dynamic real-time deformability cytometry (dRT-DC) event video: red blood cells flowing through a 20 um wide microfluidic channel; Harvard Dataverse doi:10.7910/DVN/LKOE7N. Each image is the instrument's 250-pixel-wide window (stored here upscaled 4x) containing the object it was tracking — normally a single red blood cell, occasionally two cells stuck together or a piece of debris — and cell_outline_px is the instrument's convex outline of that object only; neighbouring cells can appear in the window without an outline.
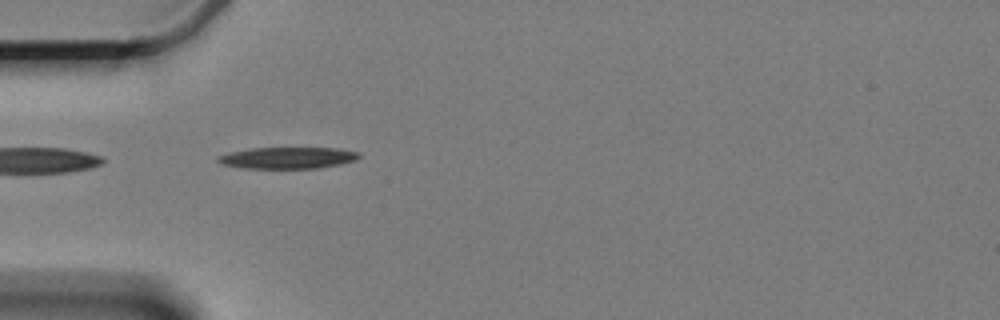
{"species": "Egyptian fruit bat (a non-hibernating species)", "species_latin": "Rousettus aegyptiacus", "temperature_condition": "cold", "stored_images_in_passage": 3, "camera_frame_rate_fps": 3000, "um_per_image_px": 0.085, "animal": {"sex": "female"}, "frame": {"image": 1, "passage_image": 2, "time_ms": 1.333, "image_size_px": [1000, 320], "cell_outline_px": [[360, 156], [356, 160], [340, 164], [320, 168], [240, 168], [224, 164], [216, 160], [216, 156], [232, 152], [252, 148], [340, 148], [360, 152]], "centroid_in_image_um": [24.49, 13.41], "position_along_channel_um": 60.5, "area_um2": 17.69}}